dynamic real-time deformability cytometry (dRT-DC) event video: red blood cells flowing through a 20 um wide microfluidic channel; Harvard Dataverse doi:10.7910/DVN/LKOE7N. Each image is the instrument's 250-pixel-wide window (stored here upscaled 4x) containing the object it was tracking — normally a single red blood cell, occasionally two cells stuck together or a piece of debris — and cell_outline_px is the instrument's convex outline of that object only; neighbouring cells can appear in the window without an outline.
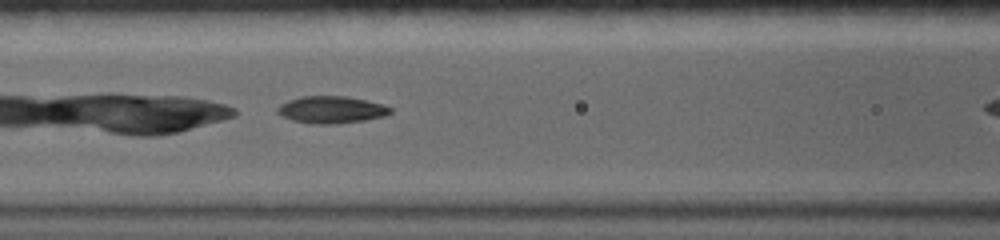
{"species": "common noctule bat (a hibernating species)", "species_latin": "Nyctalus noctula", "temperature_condition": "warm", "stored_images_in_passage": 24, "camera_frame_rate_fps": 5000, "um_per_image_px": 0.085, "animal": {"sex": "female", "body_mass_g": 19.0, "forearm_length_mm": 56.7}, "frame": {"image": 1, "passage_image": 8, "time_ms": 2.6, "image_size_px": [1000, 240], "cell_outline_px": [[392, 112], [384, 116], [364, 120], [336, 124], [308, 124], [292, 120], [276, 112], [276, 108], [280, 104], [288, 100], [300, 96], [348, 96], [384, 104], [392, 108]], "centroid_in_image_um": [28.16, 9.32], "position_along_channel_um": 138.4, "area_um2": 18.03}}
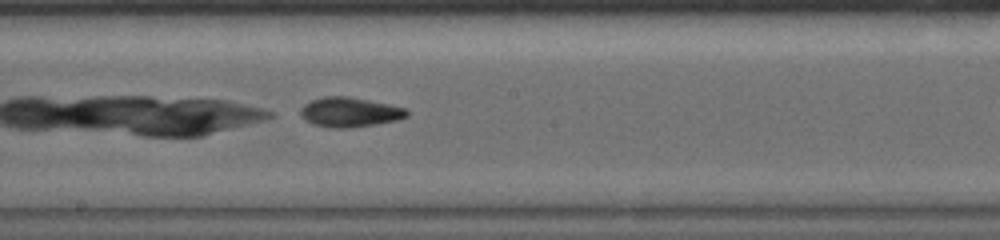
{"frame": {"image": 2, "passage_image": 14, "time_ms": 4.8, "image_size_px": [1000, 240], "cell_outline_px": [[408, 116], [396, 120], [376, 124], [352, 128], [328, 128], [312, 124], [304, 120], [300, 116], [300, 108], [304, 104], [312, 100], [324, 96], [348, 96], [388, 104], [404, 108], [408, 112]], "centroid_in_image_um": [29.67, 9.54], "position_along_channel_um": 218.5, "area_um2": 18.5}}
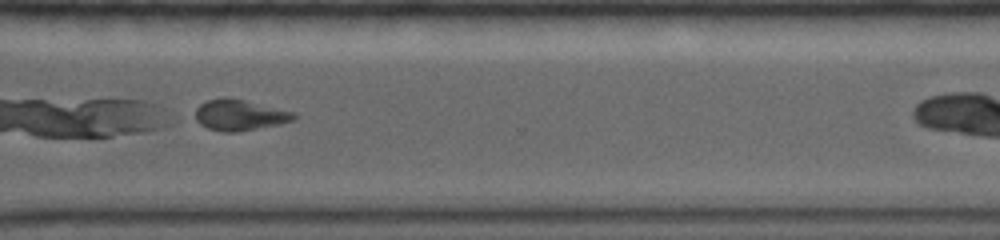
{"frame": {"image": 3, "passage_image": 24, "time_ms": 8.4, "image_size_px": [1000, 240], "cell_outline_px": [[296, 120], [280, 124], [236, 132], [224, 132], [208, 128], [200, 124], [196, 120], [196, 108], [200, 104], [208, 100], [228, 96], [296, 112]], "centroid_in_image_um": [20.4, 9.77], "position_along_channel_um": 350.2, "area_um2": 17.86}}